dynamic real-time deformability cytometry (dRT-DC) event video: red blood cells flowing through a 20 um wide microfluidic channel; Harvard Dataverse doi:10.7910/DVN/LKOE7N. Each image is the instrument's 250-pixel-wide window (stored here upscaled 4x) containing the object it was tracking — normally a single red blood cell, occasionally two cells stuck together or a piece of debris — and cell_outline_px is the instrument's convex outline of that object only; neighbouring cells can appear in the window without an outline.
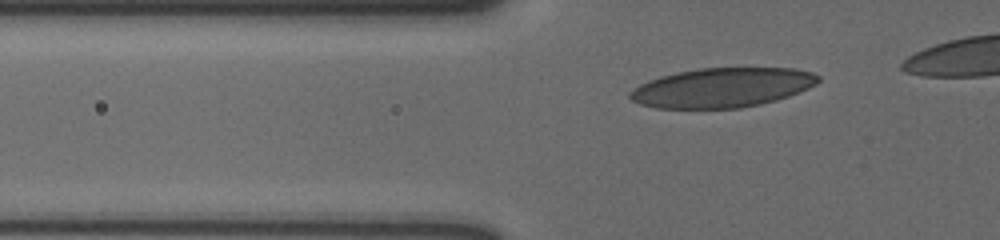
{"species": "human", "species_latin": "Homo sapiens", "temperature_condition": "cold", "stored_images_in_passage": 36, "camera_frame_rate_fps": 3000, "um_per_image_px": 0.085, "donor": {"sex": "male"}, "frame": {"image": 1, "passage_image": 4, "time_ms": 1.0, "image_size_px": [1000, 240], "cell_outline_px": [[820, 80], [816, 84], [808, 88], [788, 96], [776, 100], [760, 104], [740, 108], [656, 108], [640, 104], [632, 100], [628, 96], [628, 92], [640, 84], [648, 80], [660, 76], [676, 72], [700, 68], [796, 68], [812, 72], [820, 76]], "centroid_in_image_um": [61.37, 7.44], "position_along_channel_um": 64.4, "area_um2": 43.41}}
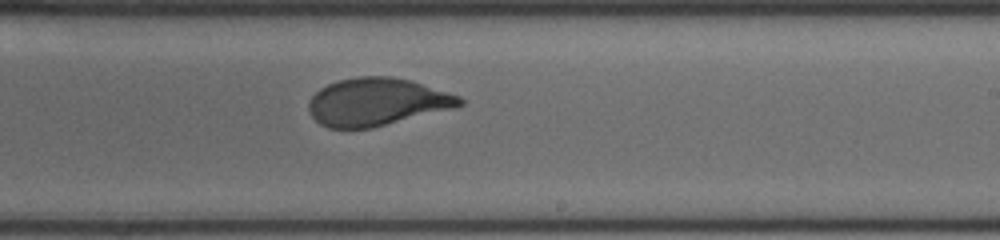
{"frame": {"image": 2, "passage_image": 21, "time_ms": 6.667, "image_size_px": [1000, 240], "cell_outline_px": [[464, 104], [456, 108], [372, 128], [328, 128], [320, 124], [308, 112], [308, 104], [312, 96], [320, 88], [328, 84], [340, 80], [356, 76], [392, 76], [412, 80], [460, 96], [464, 100]], "centroid_in_image_um": [32.06, 8.66], "position_along_channel_um": 256.9, "area_um2": 42.25}}
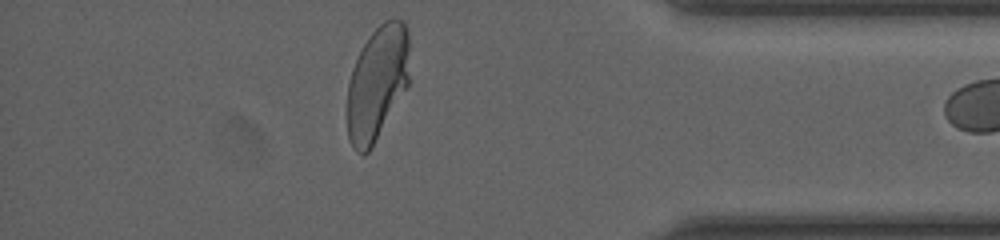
{"frame": {"image": 3, "passage_image": 35, "time_ms": 11.333, "image_size_px": [1000, 240], "cell_outline_px": [[408, 84], [368, 152], [364, 156], [356, 152], [352, 148], [348, 136], [348, 84], [352, 68], [368, 36], [384, 20], [392, 16], [404, 20], [408, 28]], "centroid_in_image_um": [32.06, 7.0], "position_along_channel_um": 403.1, "area_um2": 41.15}}